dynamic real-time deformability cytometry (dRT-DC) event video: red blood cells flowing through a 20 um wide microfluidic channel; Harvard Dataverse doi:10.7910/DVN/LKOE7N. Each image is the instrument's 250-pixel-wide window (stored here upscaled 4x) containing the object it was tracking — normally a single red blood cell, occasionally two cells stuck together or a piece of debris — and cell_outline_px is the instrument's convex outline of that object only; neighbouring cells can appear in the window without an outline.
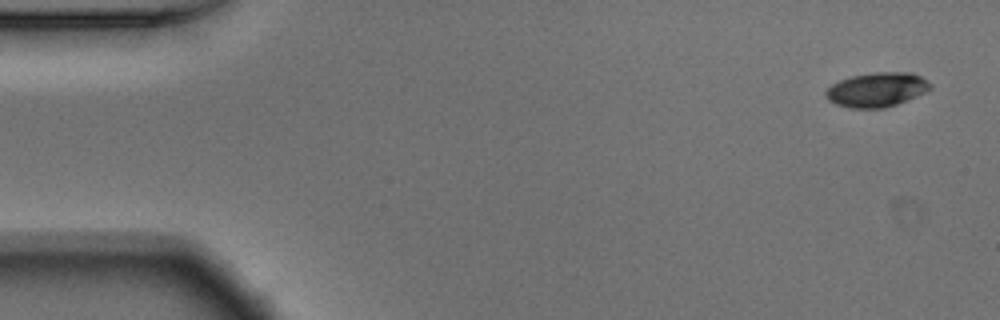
{"species": "Egyptian fruit bat (a non-hibernating species)", "species_latin": "Rousettus aegyptiacus", "temperature_condition": "warm", "stored_images_in_passage": 52, "camera_frame_rate_fps": 3000, "um_per_image_px": 0.085, "animal": {"sex": "male"}, "frame": {"image": 1, "passage_image": 1, "time_ms": 0.0, "image_size_px": [1000, 320], "cell_outline_px": [[932, 88], [916, 96], [896, 104], [884, 108], [852, 108], [836, 104], [828, 100], [824, 96], [824, 92], [832, 84], [840, 80], [852, 76], [876, 72], [912, 72], [920, 76], [932, 84]], "centroid_in_image_um": [74.52, 7.62], "position_along_channel_um": 10.5, "area_um2": 20.87}}
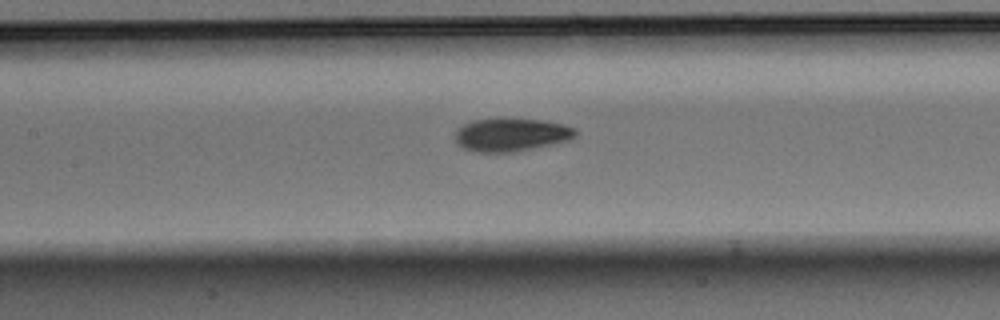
{"frame": {"image": 2, "passage_image": 23, "time_ms": 7.333, "image_size_px": [1000, 320], "cell_outline_px": [[576, 136], [568, 140], [552, 144], [516, 152], [476, 152], [464, 148], [456, 144], [456, 128], [472, 120], [540, 120], [564, 124], [576, 128]], "centroid_in_image_um": [43.45, 11.48], "position_along_channel_um": 164.0, "area_um2": 22.89}}
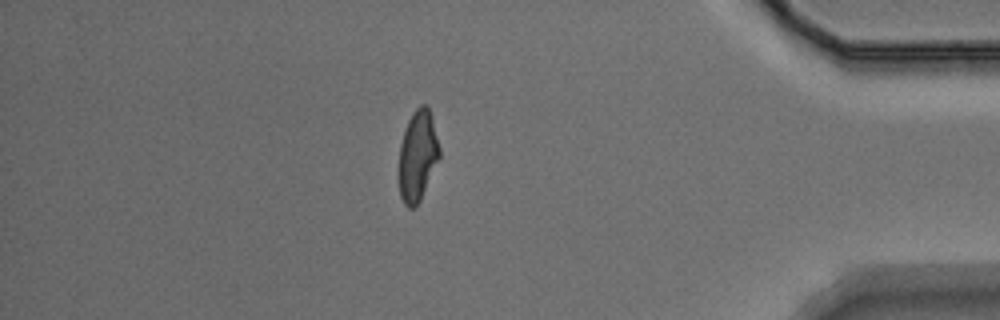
{"frame": {"image": 3, "passage_image": 45, "time_ms": 14.667, "image_size_px": [1000, 320], "cell_outline_px": [[440, 156], [420, 200], [416, 208], [408, 208], [404, 204], [400, 196], [400, 144], [408, 120], [412, 112], [420, 104], [428, 104], [432, 116], [440, 148]], "centroid_in_image_um": [35.52, 13.21], "position_along_channel_um": 399.7, "area_um2": 21.33}, "authors_computed_cell_mechanics": {"area_um2": 22.1085, "velocity_mm_per_s": 3.7515, "shape_relaxation_time_tau1_ms": 3.355, "shape_relaxation_time_tau2_ms": 2.1874, "deformation_change_tau1": 0.1471, "deformation_change_tau2": 0.0784}}